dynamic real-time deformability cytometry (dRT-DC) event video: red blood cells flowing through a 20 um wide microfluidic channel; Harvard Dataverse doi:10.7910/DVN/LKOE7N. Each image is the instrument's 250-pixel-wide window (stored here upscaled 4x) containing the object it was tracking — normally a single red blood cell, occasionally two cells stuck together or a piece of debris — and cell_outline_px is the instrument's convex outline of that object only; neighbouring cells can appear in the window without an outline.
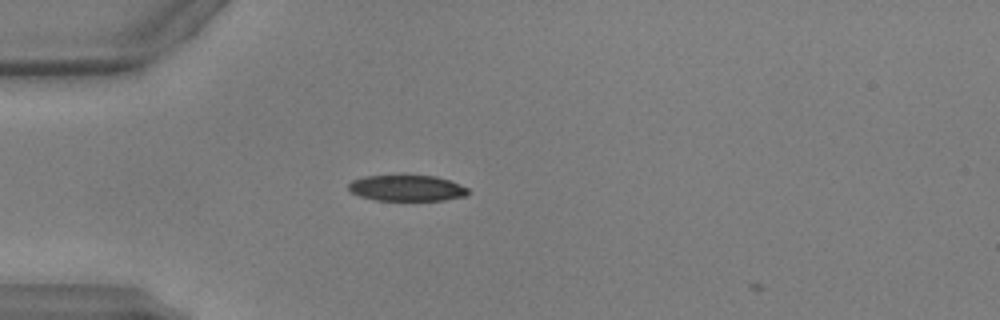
{"species": "common noctule bat (a hibernating species)", "species_latin": "Nyctalus noctula", "temperature_condition": "warm", "stored_images_in_passage": 3, "camera_frame_rate_fps": 3000, "um_per_image_px": 0.085, "animal": {"sex": "male", "body_mass_g": 17.9, "forearm_length_mm": 54.2}, "frame": {"image": 1, "passage_image": 2, "time_ms": 0.333, "image_size_px": [1000, 320], "cell_outline_px": [[468, 196], [444, 200], [376, 200], [360, 196], [352, 192], [348, 188], [348, 184], [352, 180], [364, 176], [400, 172], [436, 176], [448, 180], [468, 188]], "centroid_in_image_um": [34.55, 15.93], "position_along_channel_um": 50.4, "area_um2": 18.96}}